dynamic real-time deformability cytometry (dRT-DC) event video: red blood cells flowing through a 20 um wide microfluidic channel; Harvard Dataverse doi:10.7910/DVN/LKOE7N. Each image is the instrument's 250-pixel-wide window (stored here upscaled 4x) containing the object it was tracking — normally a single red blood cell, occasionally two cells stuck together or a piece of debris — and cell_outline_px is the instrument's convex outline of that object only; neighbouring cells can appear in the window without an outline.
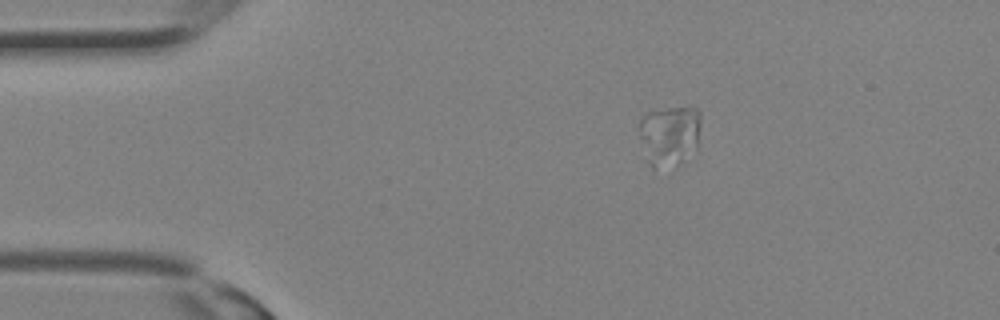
{"species": "Egyptian fruit bat (a non-hibernating species)", "species_latin": "Rousettus aegyptiacus", "temperature_condition": "room temperature", "stored_images_in_passage": 28, "camera_frame_rate_fps": 3000, "um_per_image_px": 0.085, "animal": {"sex": "female"}, "frame": {"image": 1, "passage_image": 1, "time_ms": 0.0, "image_size_px": [1000, 320], "cell_outline_px": [[700, 124], [696, 144], [680, 164], [648, 164], [640, 136], [640, 120], [648, 112], [668, 108], [696, 108], [700, 112]], "centroid_in_image_um": [56.9, 11.43], "position_along_channel_um": 28.1, "area_um2": 20.63}}
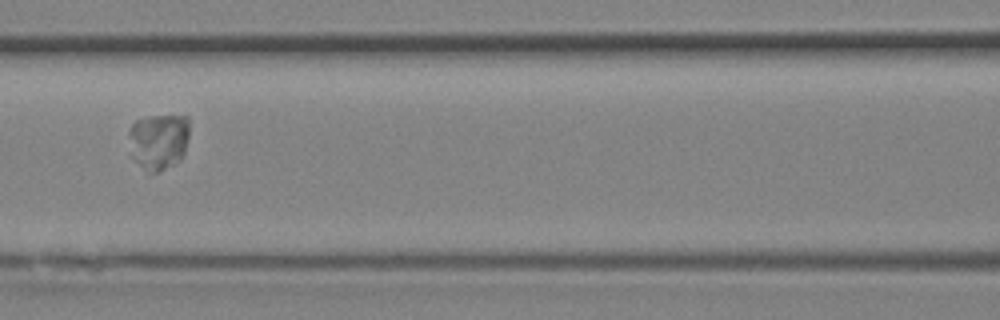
{"frame": {"image": 2, "passage_image": 10, "time_ms": 3.0, "image_size_px": [1000, 320], "cell_outline_px": [[188, 136], [184, 152], [180, 160], [156, 172], [152, 172], [140, 164], [132, 156], [128, 132], [132, 124], [136, 120], [148, 116], [188, 116]], "centroid_in_image_um": [13.48, 11.96], "position_along_channel_um": 153.1, "area_um2": 19.42}}
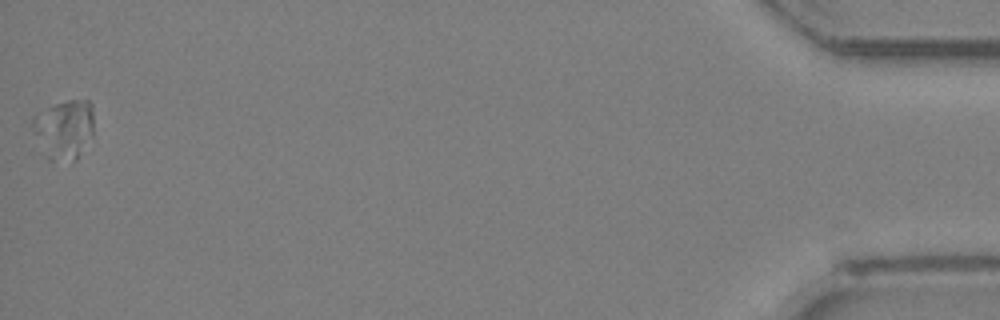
{"frame": {"image": 3, "passage_image": 28, "time_ms": 9.0, "image_size_px": [1000, 320], "cell_outline_px": [[92, 136], [76, 160], [72, 160], [32, 132], [32, 116], [36, 112], [56, 104], [68, 100], [88, 100], [92, 104]], "centroid_in_image_um": [5.56, 10.74], "position_along_channel_um": 429.6, "area_um2": 18.79}}